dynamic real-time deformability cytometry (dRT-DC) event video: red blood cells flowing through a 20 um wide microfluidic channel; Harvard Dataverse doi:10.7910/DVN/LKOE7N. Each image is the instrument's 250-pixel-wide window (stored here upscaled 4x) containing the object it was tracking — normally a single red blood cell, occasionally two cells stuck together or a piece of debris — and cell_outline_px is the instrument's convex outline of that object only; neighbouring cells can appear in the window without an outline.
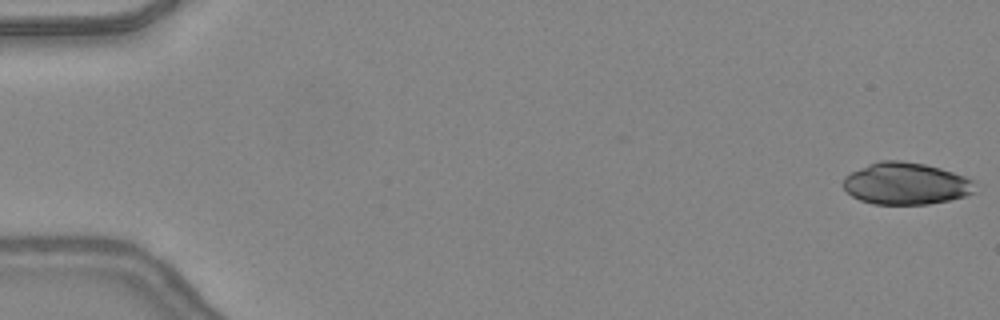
{"species": "common noctule bat (a hibernating species)", "species_latin": "Nyctalus noctula", "temperature_condition": "warm", "stored_images_in_passage": 47, "camera_frame_rate_fps": 3000, "um_per_image_px": 0.085, "animal": {"sex": "female", "body_mass_g": 24.6, "forearm_length_mm": 56.2}, "frame": {"image": 1, "passage_image": 1, "time_ms": 0.0, "image_size_px": [1000, 320], "cell_outline_px": [[972, 192], [964, 196], [948, 200], [928, 204], [872, 204], [860, 200], [852, 196], [844, 188], [844, 176], [868, 164], [880, 160], [900, 160], [924, 164], [940, 168], [964, 176], [972, 180]], "centroid_in_image_um": [76.95, 15.6], "position_along_channel_um": 8.1, "area_um2": 31.85}}